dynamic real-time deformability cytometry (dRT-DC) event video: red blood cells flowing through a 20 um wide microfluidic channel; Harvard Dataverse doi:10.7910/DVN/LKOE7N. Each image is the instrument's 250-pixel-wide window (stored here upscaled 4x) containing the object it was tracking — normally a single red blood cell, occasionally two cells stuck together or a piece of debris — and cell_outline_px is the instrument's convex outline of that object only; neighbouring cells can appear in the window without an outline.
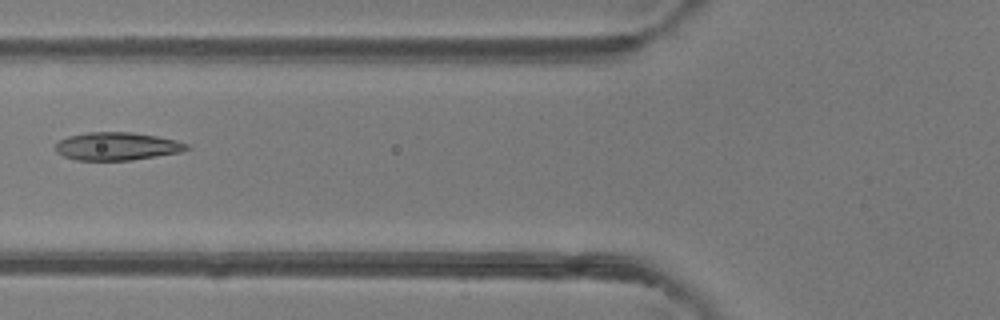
{"species": "common noctule bat (a hibernating species)", "species_latin": "Nyctalus noctula", "temperature_condition": "room temperature", "stored_images_in_passage": 2, "camera_frame_rate_fps": 3000, "um_per_image_px": 0.085, "animal": {"sex": "female"}, "frame": {"image": 1, "passage_image": 2, "time_ms": 1.0, "image_size_px": [1000, 320], "cell_outline_px": [[192, 148], [180, 152], [132, 160], [76, 160], [64, 156], [56, 152], [56, 144], [60, 140], [68, 136], [88, 132], [132, 132], [156, 136], [176, 140], [188, 144]], "centroid_in_image_um": [9.96, 12.43], "position_along_channel_um": 115.8, "area_um2": 21.33}}